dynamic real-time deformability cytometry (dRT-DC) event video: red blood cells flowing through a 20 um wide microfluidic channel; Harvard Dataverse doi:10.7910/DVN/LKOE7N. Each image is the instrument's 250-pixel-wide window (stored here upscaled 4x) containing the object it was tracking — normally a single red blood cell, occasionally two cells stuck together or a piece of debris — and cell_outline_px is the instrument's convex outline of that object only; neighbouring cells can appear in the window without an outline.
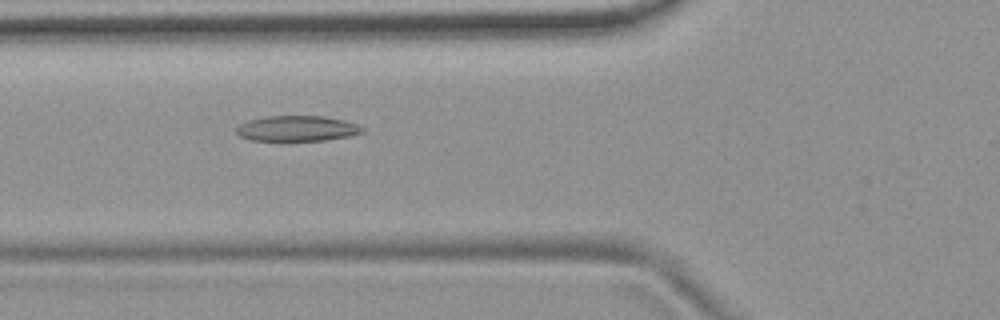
{"species": "common noctule bat (a hibernating species)", "species_latin": "Nyctalus noctula", "temperature_condition": "room temperature", "stored_images_in_passage": 37, "camera_frame_rate_fps": 3000, "um_per_image_px": 0.085, "animal": {"sex": "female", "body_mass_g": 19.9}, "frame": {"image": 1, "passage_image": 3, "time_ms": 0.667, "image_size_px": [1000, 320], "cell_outline_px": [[364, 132], [352, 136], [324, 140], [248, 140], [240, 136], [236, 132], [236, 128], [240, 124], [248, 120], [264, 116], [324, 116], [344, 120], [356, 124], [364, 128]], "centroid_in_image_um": [25.25, 10.91], "position_along_channel_um": 100.5, "area_um2": 18.73}}
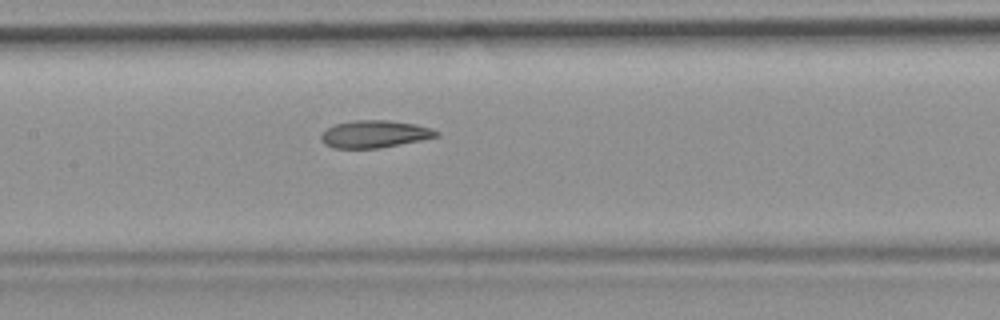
{"frame": {"image": 2, "passage_image": 9, "time_ms": 2.667, "image_size_px": [1000, 320], "cell_outline_px": [[440, 136], [380, 148], [332, 148], [324, 144], [320, 140], [320, 136], [328, 128], [336, 124], [352, 120], [388, 120], [416, 124], [432, 128], [440, 132]], "centroid_in_image_um": [31.85, 11.39], "position_along_channel_um": 175.5, "area_um2": 18.44}}
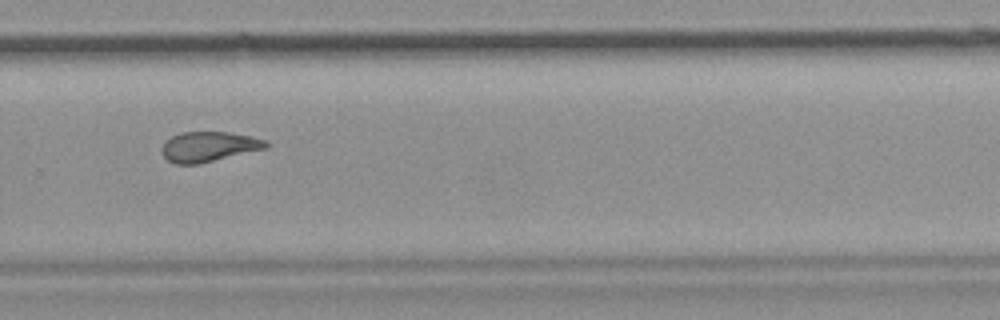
{"frame": {"image": 3, "passage_image": 20, "time_ms": 6.333, "image_size_px": [1000, 320], "cell_outline_px": [[272, 144], [268, 148], [196, 164], [176, 164], [168, 160], [160, 152], [160, 148], [172, 136], [180, 132], [228, 132], [252, 136], [268, 140]], "centroid_in_image_um": [17.79, 12.45], "position_along_channel_um": 312.0, "area_um2": 18.32}}